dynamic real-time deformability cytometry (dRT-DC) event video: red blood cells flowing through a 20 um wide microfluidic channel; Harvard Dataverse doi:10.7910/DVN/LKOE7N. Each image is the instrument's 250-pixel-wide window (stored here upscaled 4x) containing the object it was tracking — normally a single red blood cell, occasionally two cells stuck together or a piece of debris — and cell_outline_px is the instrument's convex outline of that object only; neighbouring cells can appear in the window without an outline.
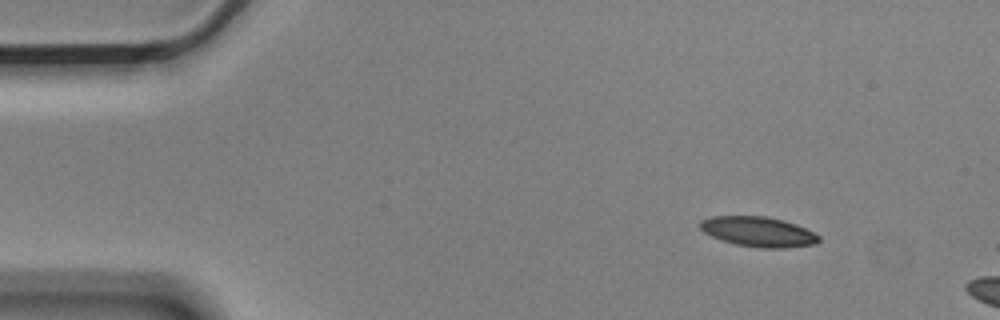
{"species": "Egyptian fruit bat (a non-hibernating species)", "species_latin": "Rousettus aegyptiacus", "temperature_condition": "cold", "stored_images_in_passage": 3, "camera_frame_rate_fps": 3000, "um_per_image_px": 0.085, "animal": {"sex": "male"}, "frame": {"image": 1, "passage_image": 1, "time_ms": 0.0, "image_size_px": [1000, 320], "cell_outline_px": [[820, 240], [816, 244], [784, 248], [764, 248], [736, 244], [712, 236], [704, 232], [700, 228], [700, 220], [712, 216], [768, 216], [784, 220], [796, 224], [820, 236]], "centroid_in_image_um": [64.47, 19.68], "position_along_channel_um": 20.5, "area_um2": 20.63}}